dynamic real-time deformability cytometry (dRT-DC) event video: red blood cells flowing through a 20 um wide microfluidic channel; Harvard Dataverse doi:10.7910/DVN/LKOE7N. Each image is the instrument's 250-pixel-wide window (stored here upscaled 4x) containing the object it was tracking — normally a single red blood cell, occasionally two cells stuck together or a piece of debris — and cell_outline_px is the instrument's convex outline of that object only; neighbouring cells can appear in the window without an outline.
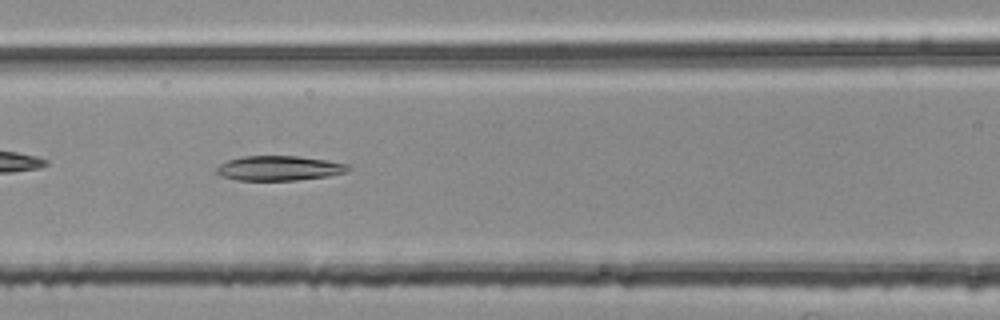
{"species": "common noctule bat (a hibernating species)", "species_latin": "Nyctalus noctula", "temperature_condition": "room temperature", "stored_images_in_passage": 39, "camera_frame_rate_fps": 3000, "um_per_image_px": 0.085, "animal": {"sex": "female", "body_mass_g": 25.1}, "frame": {"image": 1, "passage_image": 8, "time_ms": 2.333, "image_size_px": [1000, 320], "cell_outline_px": [[352, 168], [348, 172], [328, 176], [296, 180], [236, 180], [220, 176], [216, 172], [216, 168], [220, 164], [228, 160], [244, 156], [296, 156], [328, 160], [352, 164]], "centroid_in_image_um": [23.78, 14.29], "position_along_channel_um": 142.8, "area_um2": 19.19}}
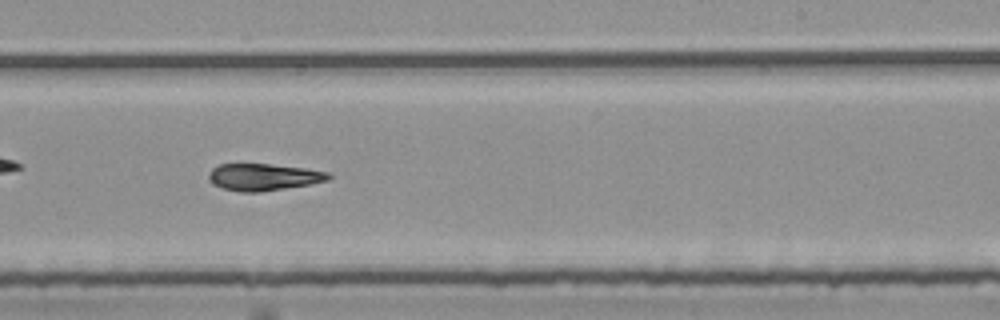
{"frame": {"image": 2, "passage_image": 18, "time_ms": 5.667, "image_size_px": [1000, 320], "cell_outline_px": [[332, 176], [328, 180], [312, 184], [260, 192], [240, 192], [220, 188], [208, 176], [212, 168], [220, 164], [268, 164], [304, 168], [328, 172]], "centroid_in_image_um": [22.42, 15.05], "position_along_channel_um": 266.6, "area_um2": 18.67}}
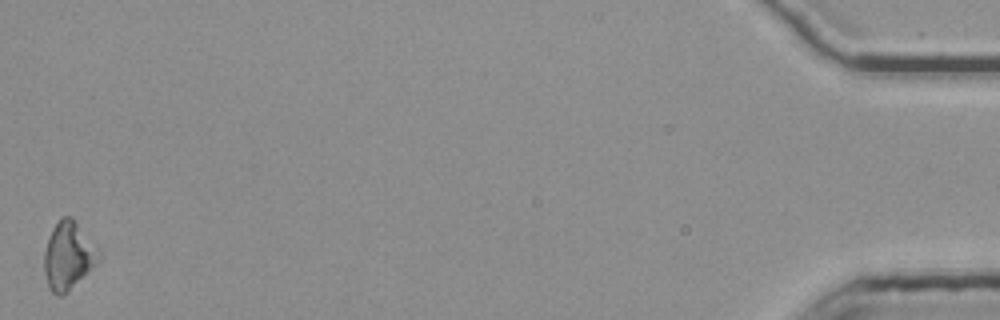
{"frame": {"image": 3, "passage_image": 39, "time_ms": 12.667, "image_size_px": [1000, 320], "cell_outline_px": [[100, 260], [64, 296], [56, 296], [48, 288], [44, 272], [44, 252], [52, 228], [60, 216], [72, 216], [100, 248]], "centroid_in_image_um": [5.82, 21.72], "position_along_channel_um": 429.4, "area_um2": 22.02}, "authors_computed_cell_mechanics": {"area_um2": 19.4208, "velocity_mm_per_s": 3.7179, "shape_relaxation_time_tau1_ms": 6.8343, "shape_relaxation_time_tau2_ms": 7.5944, "deformation_change_tau1": 0.188, "deformation_change_tau2": 0.1565}}